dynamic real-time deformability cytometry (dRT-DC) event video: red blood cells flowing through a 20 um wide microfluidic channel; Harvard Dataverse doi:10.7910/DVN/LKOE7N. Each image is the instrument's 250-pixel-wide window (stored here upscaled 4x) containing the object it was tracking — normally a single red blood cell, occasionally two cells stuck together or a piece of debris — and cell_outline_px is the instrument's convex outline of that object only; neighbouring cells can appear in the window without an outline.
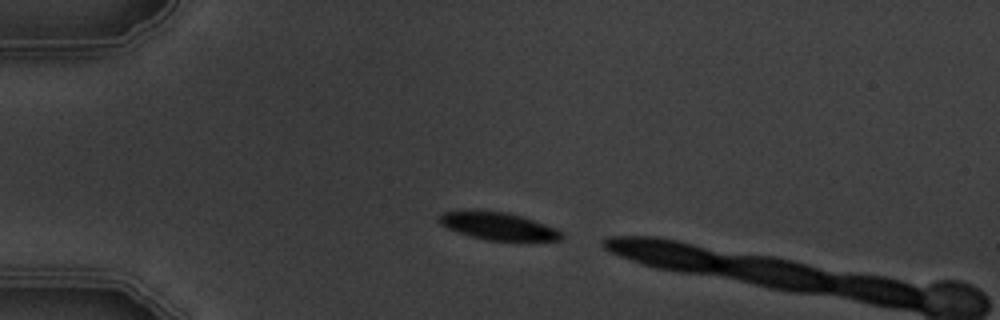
{"species": "common noctule bat (a hibernating species)", "species_latin": "Nyctalus noctula", "temperature_condition": "warm", "stored_images_in_passage": 2, "camera_frame_rate_fps": 3000, "um_per_image_px": 0.085, "animal": {"sex": "male", "body_mass_g": 19.5, "forearm_length_mm": 54.6}, "frame": {"image": 1, "passage_image": 1, "time_ms": 0.0, "image_size_px": [1000, 320], "cell_outline_px": [[564, 236], [560, 240], [484, 240], [448, 228], [440, 224], [440, 216], [444, 212], [508, 212], [556, 228]], "centroid_in_image_um": [42.4, 19.24], "position_along_channel_um": 42.6, "area_um2": 18.67}}